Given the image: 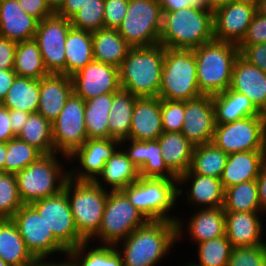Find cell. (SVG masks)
Returning a JSON list of instances; mask_svg holds the SVG:
<instances>
[{
	"mask_svg": "<svg viewBox=\"0 0 266 266\" xmlns=\"http://www.w3.org/2000/svg\"><path fill=\"white\" fill-rule=\"evenodd\" d=\"M177 241V222L158 220L147 221L115 246L123 266H156Z\"/></svg>",
	"mask_w": 266,
	"mask_h": 266,
	"instance_id": "cell-1",
	"label": "cell"
},
{
	"mask_svg": "<svg viewBox=\"0 0 266 266\" xmlns=\"http://www.w3.org/2000/svg\"><path fill=\"white\" fill-rule=\"evenodd\" d=\"M214 40V12L195 6L163 12L159 44L194 49Z\"/></svg>",
	"mask_w": 266,
	"mask_h": 266,
	"instance_id": "cell-2",
	"label": "cell"
},
{
	"mask_svg": "<svg viewBox=\"0 0 266 266\" xmlns=\"http://www.w3.org/2000/svg\"><path fill=\"white\" fill-rule=\"evenodd\" d=\"M121 191L147 221L177 222V240H181L185 220L169 215L179 200L177 179L140 177Z\"/></svg>",
	"mask_w": 266,
	"mask_h": 266,
	"instance_id": "cell-3",
	"label": "cell"
},
{
	"mask_svg": "<svg viewBox=\"0 0 266 266\" xmlns=\"http://www.w3.org/2000/svg\"><path fill=\"white\" fill-rule=\"evenodd\" d=\"M165 47L130 48L119 66L121 89L141 97H158L161 86Z\"/></svg>",
	"mask_w": 266,
	"mask_h": 266,
	"instance_id": "cell-4",
	"label": "cell"
},
{
	"mask_svg": "<svg viewBox=\"0 0 266 266\" xmlns=\"http://www.w3.org/2000/svg\"><path fill=\"white\" fill-rule=\"evenodd\" d=\"M192 50L199 91L211 96L226 91L231 84L234 62L239 56L238 45L213 40Z\"/></svg>",
	"mask_w": 266,
	"mask_h": 266,
	"instance_id": "cell-5",
	"label": "cell"
},
{
	"mask_svg": "<svg viewBox=\"0 0 266 266\" xmlns=\"http://www.w3.org/2000/svg\"><path fill=\"white\" fill-rule=\"evenodd\" d=\"M57 155V153L43 154L24 170L15 174L23 204H32L64 190L70 172L63 170L62 160H59Z\"/></svg>",
	"mask_w": 266,
	"mask_h": 266,
	"instance_id": "cell-6",
	"label": "cell"
},
{
	"mask_svg": "<svg viewBox=\"0 0 266 266\" xmlns=\"http://www.w3.org/2000/svg\"><path fill=\"white\" fill-rule=\"evenodd\" d=\"M201 95L203 94L199 91L193 50L165 48L158 97L185 101Z\"/></svg>",
	"mask_w": 266,
	"mask_h": 266,
	"instance_id": "cell-7",
	"label": "cell"
},
{
	"mask_svg": "<svg viewBox=\"0 0 266 266\" xmlns=\"http://www.w3.org/2000/svg\"><path fill=\"white\" fill-rule=\"evenodd\" d=\"M64 191L78 234L89 241L100 228L109 190L99 187L95 182L69 178Z\"/></svg>",
	"mask_w": 266,
	"mask_h": 266,
	"instance_id": "cell-8",
	"label": "cell"
},
{
	"mask_svg": "<svg viewBox=\"0 0 266 266\" xmlns=\"http://www.w3.org/2000/svg\"><path fill=\"white\" fill-rule=\"evenodd\" d=\"M163 12L157 0H129L127 14L117 29L131 48L159 44Z\"/></svg>",
	"mask_w": 266,
	"mask_h": 266,
	"instance_id": "cell-9",
	"label": "cell"
},
{
	"mask_svg": "<svg viewBox=\"0 0 266 266\" xmlns=\"http://www.w3.org/2000/svg\"><path fill=\"white\" fill-rule=\"evenodd\" d=\"M146 222L145 217L130 203L121 190H110L100 228L89 241L92 240L95 244L94 241L97 239L101 244L115 246Z\"/></svg>",
	"mask_w": 266,
	"mask_h": 266,
	"instance_id": "cell-10",
	"label": "cell"
},
{
	"mask_svg": "<svg viewBox=\"0 0 266 266\" xmlns=\"http://www.w3.org/2000/svg\"><path fill=\"white\" fill-rule=\"evenodd\" d=\"M85 100L74 92L52 123L55 153L69 160L88 139L84 120Z\"/></svg>",
	"mask_w": 266,
	"mask_h": 266,
	"instance_id": "cell-11",
	"label": "cell"
},
{
	"mask_svg": "<svg viewBox=\"0 0 266 266\" xmlns=\"http://www.w3.org/2000/svg\"><path fill=\"white\" fill-rule=\"evenodd\" d=\"M265 121L266 115H257L216 124L212 142L227 154L263 151Z\"/></svg>",
	"mask_w": 266,
	"mask_h": 266,
	"instance_id": "cell-12",
	"label": "cell"
},
{
	"mask_svg": "<svg viewBox=\"0 0 266 266\" xmlns=\"http://www.w3.org/2000/svg\"><path fill=\"white\" fill-rule=\"evenodd\" d=\"M11 219L27 249L38 261L47 260L55 252L67 256L68 250L54 237L43 217L31 204L22 205Z\"/></svg>",
	"mask_w": 266,
	"mask_h": 266,
	"instance_id": "cell-13",
	"label": "cell"
},
{
	"mask_svg": "<svg viewBox=\"0 0 266 266\" xmlns=\"http://www.w3.org/2000/svg\"><path fill=\"white\" fill-rule=\"evenodd\" d=\"M71 28V21L56 13L38 22L34 40L49 74L66 75L65 42Z\"/></svg>",
	"mask_w": 266,
	"mask_h": 266,
	"instance_id": "cell-14",
	"label": "cell"
},
{
	"mask_svg": "<svg viewBox=\"0 0 266 266\" xmlns=\"http://www.w3.org/2000/svg\"><path fill=\"white\" fill-rule=\"evenodd\" d=\"M43 217L54 237L69 251L85 240L78 234L66 192L31 204Z\"/></svg>",
	"mask_w": 266,
	"mask_h": 266,
	"instance_id": "cell-15",
	"label": "cell"
},
{
	"mask_svg": "<svg viewBox=\"0 0 266 266\" xmlns=\"http://www.w3.org/2000/svg\"><path fill=\"white\" fill-rule=\"evenodd\" d=\"M120 148L115 139H87L69 159L77 160L79 166L69 169L70 178L75 181L94 182L101 174L106 161ZM73 159V160H72ZM75 169V170H74Z\"/></svg>",
	"mask_w": 266,
	"mask_h": 266,
	"instance_id": "cell-16",
	"label": "cell"
},
{
	"mask_svg": "<svg viewBox=\"0 0 266 266\" xmlns=\"http://www.w3.org/2000/svg\"><path fill=\"white\" fill-rule=\"evenodd\" d=\"M73 92L85 101L121 89L119 68L93 60L71 76Z\"/></svg>",
	"mask_w": 266,
	"mask_h": 266,
	"instance_id": "cell-17",
	"label": "cell"
},
{
	"mask_svg": "<svg viewBox=\"0 0 266 266\" xmlns=\"http://www.w3.org/2000/svg\"><path fill=\"white\" fill-rule=\"evenodd\" d=\"M216 128L211 95L184 101V122L181 133L193 146L210 143Z\"/></svg>",
	"mask_w": 266,
	"mask_h": 266,
	"instance_id": "cell-18",
	"label": "cell"
},
{
	"mask_svg": "<svg viewBox=\"0 0 266 266\" xmlns=\"http://www.w3.org/2000/svg\"><path fill=\"white\" fill-rule=\"evenodd\" d=\"M256 4L233 1L214 12V40L239 44L256 14Z\"/></svg>",
	"mask_w": 266,
	"mask_h": 266,
	"instance_id": "cell-19",
	"label": "cell"
},
{
	"mask_svg": "<svg viewBox=\"0 0 266 266\" xmlns=\"http://www.w3.org/2000/svg\"><path fill=\"white\" fill-rule=\"evenodd\" d=\"M129 140V141H128ZM130 144L128 145L127 144ZM128 158L138 167L140 177L177 179L166 166L158 140L138 141L126 139L120 141Z\"/></svg>",
	"mask_w": 266,
	"mask_h": 266,
	"instance_id": "cell-20",
	"label": "cell"
},
{
	"mask_svg": "<svg viewBox=\"0 0 266 266\" xmlns=\"http://www.w3.org/2000/svg\"><path fill=\"white\" fill-rule=\"evenodd\" d=\"M229 88L246 95L254 106L266 115V73L240 55L234 62Z\"/></svg>",
	"mask_w": 266,
	"mask_h": 266,
	"instance_id": "cell-21",
	"label": "cell"
},
{
	"mask_svg": "<svg viewBox=\"0 0 266 266\" xmlns=\"http://www.w3.org/2000/svg\"><path fill=\"white\" fill-rule=\"evenodd\" d=\"M224 212L225 235L233 248L266 245L262 238L263 219L260 218L264 216L263 212Z\"/></svg>",
	"mask_w": 266,
	"mask_h": 266,
	"instance_id": "cell-22",
	"label": "cell"
},
{
	"mask_svg": "<svg viewBox=\"0 0 266 266\" xmlns=\"http://www.w3.org/2000/svg\"><path fill=\"white\" fill-rule=\"evenodd\" d=\"M191 180V181H189ZM189 193H187V201L190 205H197L198 209L204 208H220L223 207L225 189L221 179L210 176L194 174L190 169L177 178L178 198L183 194L182 184L188 182Z\"/></svg>",
	"mask_w": 266,
	"mask_h": 266,
	"instance_id": "cell-23",
	"label": "cell"
},
{
	"mask_svg": "<svg viewBox=\"0 0 266 266\" xmlns=\"http://www.w3.org/2000/svg\"><path fill=\"white\" fill-rule=\"evenodd\" d=\"M39 105L37 113L53 123L73 93V82L64 74H49L39 79Z\"/></svg>",
	"mask_w": 266,
	"mask_h": 266,
	"instance_id": "cell-24",
	"label": "cell"
},
{
	"mask_svg": "<svg viewBox=\"0 0 266 266\" xmlns=\"http://www.w3.org/2000/svg\"><path fill=\"white\" fill-rule=\"evenodd\" d=\"M162 133L161 99L159 97L137 98L128 139L157 140Z\"/></svg>",
	"mask_w": 266,
	"mask_h": 266,
	"instance_id": "cell-25",
	"label": "cell"
},
{
	"mask_svg": "<svg viewBox=\"0 0 266 266\" xmlns=\"http://www.w3.org/2000/svg\"><path fill=\"white\" fill-rule=\"evenodd\" d=\"M38 21L25 13L17 0H0V37L15 42L34 39Z\"/></svg>",
	"mask_w": 266,
	"mask_h": 266,
	"instance_id": "cell-26",
	"label": "cell"
},
{
	"mask_svg": "<svg viewBox=\"0 0 266 266\" xmlns=\"http://www.w3.org/2000/svg\"><path fill=\"white\" fill-rule=\"evenodd\" d=\"M266 163L263 151H244L228 154L221 176L224 189L251 180H256Z\"/></svg>",
	"mask_w": 266,
	"mask_h": 266,
	"instance_id": "cell-27",
	"label": "cell"
},
{
	"mask_svg": "<svg viewBox=\"0 0 266 266\" xmlns=\"http://www.w3.org/2000/svg\"><path fill=\"white\" fill-rule=\"evenodd\" d=\"M123 147L120 146V150L118 148L106 161L101 174L94 181L99 187L119 191L140 178L138 167L128 158Z\"/></svg>",
	"mask_w": 266,
	"mask_h": 266,
	"instance_id": "cell-28",
	"label": "cell"
},
{
	"mask_svg": "<svg viewBox=\"0 0 266 266\" xmlns=\"http://www.w3.org/2000/svg\"><path fill=\"white\" fill-rule=\"evenodd\" d=\"M163 160L178 178L191 166L194 147L181 132H163L157 139Z\"/></svg>",
	"mask_w": 266,
	"mask_h": 266,
	"instance_id": "cell-29",
	"label": "cell"
},
{
	"mask_svg": "<svg viewBox=\"0 0 266 266\" xmlns=\"http://www.w3.org/2000/svg\"><path fill=\"white\" fill-rule=\"evenodd\" d=\"M0 258L10 266L38 264V260L27 249L12 219H0Z\"/></svg>",
	"mask_w": 266,
	"mask_h": 266,
	"instance_id": "cell-30",
	"label": "cell"
},
{
	"mask_svg": "<svg viewBox=\"0 0 266 266\" xmlns=\"http://www.w3.org/2000/svg\"><path fill=\"white\" fill-rule=\"evenodd\" d=\"M212 103L216 124L234 122L243 117L265 115L254 106L246 95L235 92L230 88L213 95Z\"/></svg>",
	"mask_w": 266,
	"mask_h": 266,
	"instance_id": "cell-31",
	"label": "cell"
},
{
	"mask_svg": "<svg viewBox=\"0 0 266 266\" xmlns=\"http://www.w3.org/2000/svg\"><path fill=\"white\" fill-rule=\"evenodd\" d=\"M186 222V233L191 241L201 243L225 236V212L223 207L197 209ZM193 239V240H192Z\"/></svg>",
	"mask_w": 266,
	"mask_h": 266,
	"instance_id": "cell-32",
	"label": "cell"
},
{
	"mask_svg": "<svg viewBox=\"0 0 266 266\" xmlns=\"http://www.w3.org/2000/svg\"><path fill=\"white\" fill-rule=\"evenodd\" d=\"M95 61L119 68L130 46L116 29L102 28L92 33Z\"/></svg>",
	"mask_w": 266,
	"mask_h": 266,
	"instance_id": "cell-33",
	"label": "cell"
},
{
	"mask_svg": "<svg viewBox=\"0 0 266 266\" xmlns=\"http://www.w3.org/2000/svg\"><path fill=\"white\" fill-rule=\"evenodd\" d=\"M92 47L91 32L73 27L69 30L65 42L67 76L71 77L94 60Z\"/></svg>",
	"mask_w": 266,
	"mask_h": 266,
	"instance_id": "cell-34",
	"label": "cell"
},
{
	"mask_svg": "<svg viewBox=\"0 0 266 266\" xmlns=\"http://www.w3.org/2000/svg\"><path fill=\"white\" fill-rule=\"evenodd\" d=\"M137 98L123 89L113 93V101L108 116L110 139L119 141L128 139L132 112Z\"/></svg>",
	"mask_w": 266,
	"mask_h": 266,
	"instance_id": "cell-35",
	"label": "cell"
},
{
	"mask_svg": "<svg viewBox=\"0 0 266 266\" xmlns=\"http://www.w3.org/2000/svg\"><path fill=\"white\" fill-rule=\"evenodd\" d=\"M91 242L79 243L77 247L68 251L67 257L77 266H123L121 254L116 246L97 244V247H92Z\"/></svg>",
	"mask_w": 266,
	"mask_h": 266,
	"instance_id": "cell-36",
	"label": "cell"
},
{
	"mask_svg": "<svg viewBox=\"0 0 266 266\" xmlns=\"http://www.w3.org/2000/svg\"><path fill=\"white\" fill-rule=\"evenodd\" d=\"M113 93L99 95L85 101L84 120L88 139H108V116Z\"/></svg>",
	"mask_w": 266,
	"mask_h": 266,
	"instance_id": "cell-37",
	"label": "cell"
},
{
	"mask_svg": "<svg viewBox=\"0 0 266 266\" xmlns=\"http://www.w3.org/2000/svg\"><path fill=\"white\" fill-rule=\"evenodd\" d=\"M39 95V79L17 76L1 104L8 109L37 113Z\"/></svg>",
	"mask_w": 266,
	"mask_h": 266,
	"instance_id": "cell-38",
	"label": "cell"
},
{
	"mask_svg": "<svg viewBox=\"0 0 266 266\" xmlns=\"http://www.w3.org/2000/svg\"><path fill=\"white\" fill-rule=\"evenodd\" d=\"M13 70L18 77L40 79L49 75L34 39L17 42Z\"/></svg>",
	"mask_w": 266,
	"mask_h": 266,
	"instance_id": "cell-39",
	"label": "cell"
},
{
	"mask_svg": "<svg viewBox=\"0 0 266 266\" xmlns=\"http://www.w3.org/2000/svg\"><path fill=\"white\" fill-rule=\"evenodd\" d=\"M228 154L213 142L195 146L190 170L194 174L221 178Z\"/></svg>",
	"mask_w": 266,
	"mask_h": 266,
	"instance_id": "cell-40",
	"label": "cell"
},
{
	"mask_svg": "<svg viewBox=\"0 0 266 266\" xmlns=\"http://www.w3.org/2000/svg\"><path fill=\"white\" fill-rule=\"evenodd\" d=\"M16 137L34 146L42 154L55 153L52 123L39 113L29 115L27 122Z\"/></svg>",
	"mask_w": 266,
	"mask_h": 266,
	"instance_id": "cell-41",
	"label": "cell"
},
{
	"mask_svg": "<svg viewBox=\"0 0 266 266\" xmlns=\"http://www.w3.org/2000/svg\"><path fill=\"white\" fill-rule=\"evenodd\" d=\"M224 211L262 212L255 180L242 182L225 189Z\"/></svg>",
	"mask_w": 266,
	"mask_h": 266,
	"instance_id": "cell-42",
	"label": "cell"
},
{
	"mask_svg": "<svg viewBox=\"0 0 266 266\" xmlns=\"http://www.w3.org/2000/svg\"><path fill=\"white\" fill-rule=\"evenodd\" d=\"M196 245L199 263L190 261L185 264L186 266H227L233 247L226 235L196 243Z\"/></svg>",
	"mask_w": 266,
	"mask_h": 266,
	"instance_id": "cell-43",
	"label": "cell"
},
{
	"mask_svg": "<svg viewBox=\"0 0 266 266\" xmlns=\"http://www.w3.org/2000/svg\"><path fill=\"white\" fill-rule=\"evenodd\" d=\"M42 155L34 146L15 137L7 142L4 172L16 174L24 170Z\"/></svg>",
	"mask_w": 266,
	"mask_h": 266,
	"instance_id": "cell-44",
	"label": "cell"
},
{
	"mask_svg": "<svg viewBox=\"0 0 266 266\" xmlns=\"http://www.w3.org/2000/svg\"><path fill=\"white\" fill-rule=\"evenodd\" d=\"M24 205L14 173H0V219H11Z\"/></svg>",
	"mask_w": 266,
	"mask_h": 266,
	"instance_id": "cell-45",
	"label": "cell"
},
{
	"mask_svg": "<svg viewBox=\"0 0 266 266\" xmlns=\"http://www.w3.org/2000/svg\"><path fill=\"white\" fill-rule=\"evenodd\" d=\"M105 0H91L84 5L71 19L73 28L95 32L104 28Z\"/></svg>",
	"mask_w": 266,
	"mask_h": 266,
	"instance_id": "cell-46",
	"label": "cell"
},
{
	"mask_svg": "<svg viewBox=\"0 0 266 266\" xmlns=\"http://www.w3.org/2000/svg\"><path fill=\"white\" fill-rule=\"evenodd\" d=\"M227 266H266V245L232 248Z\"/></svg>",
	"mask_w": 266,
	"mask_h": 266,
	"instance_id": "cell-47",
	"label": "cell"
},
{
	"mask_svg": "<svg viewBox=\"0 0 266 266\" xmlns=\"http://www.w3.org/2000/svg\"><path fill=\"white\" fill-rule=\"evenodd\" d=\"M163 132H181L184 122V101L161 99Z\"/></svg>",
	"mask_w": 266,
	"mask_h": 266,
	"instance_id": "cell-48",
	"label": "cell"
},
{
	"mask_svg": "<svg viewBox=\"0 0 266 266\" xmlns=\"http://www.w3.org/2000/svg\"><path fill=\"white\" fill-rule=\"evenodd\" d=\"M129 0H105L104 28L118 29L128 9Z\"/></svg>",
	"mask_w": 266,
	"mask_h": 266,
	"instance_id": "cell-49",
	"label": "cell"
},
{
	"mask_svg": "<svg viewBox=\"0 0 266 266\" xmlns=\"http://www.w3.org/2000/svg\"><path fill=\"white\" fill-rule=\"evenodd\" d=\"M266 43V16L256 12L247 29L246 35L238 46Z\"/></svg>",
	"mask_w": 266,
	"mask_h": 266,
	"instance_id": "cell-50",
	"label": "cell"
},
{
	"mask_svg": "<svg viewBox=\"0 0 266 266\" xmlns=\"http://www.w3.org/2000/svg\"><path fill=\"white\" fill-rule=\"evenodd\" d=\"M239 55L266 73V43L238 46Z\"/></svg>",
	"mask_w": 266,
	"mask_h": 266,
	"instance_id": "cell-51",
	"label": "cell"
},
{
	"mask_svg": "<svg viewBox=\"0 0 266 266\" xmlns=\"http://www.w3.org/2000/svg\"><path fill=\"white\" fill-rule=\"evenodd\" d=\"M21 9L28 15L41 22L44 18L53 16L55 12L47 0H17Z\"/></svg>",
	"mask_w": 266,
	"mask_h": 266,
	"instance_id": "cell-52",
	"label": "cell"
},
{
	"mask_svg": "<svg viewBox=\"0 0 266 266\" xmlns=\"http://www.w3.org/2000/svg\"><path fill=\"white\" fill-rule=\"evenodd\" d=\"M17 42L0 37V70L13 69Z\"/></svg>",
	"mask_w": 266,
	"mask_h": 266,
	"instance_id": "cell-53",
	"label": "cell"
},
{
	"mask_svg": "<svg viewBox=\"0 0 266 266\" xmlns=\"http://www.w3.org/2000/svg\"><path fill=\"white\" fill-rule=\"evenodd\" d=\"M161 6L162 12L176 11L179 9L195 6L202 9H208V0H157Z\"/></svg>",
	"mask_w": 266,
	"mask_h": 266,
	"instance_id": "cell-54",
	"label": "cell"
},
{
	"mask_svg": "<svg viewBox=\"0 0 266 266\" xmlns=\"http://www.w3.org/2000/svg\"><path fill=\"white\" fill-rule=\"evenodd\" d=\"M15 137L10 124L9 109L0 103V142H8Z\"/></svg>",
	"mask_w": 266,
	"mask_h": 266,
	"instance_id": "cell-55",
	"label": "cell"
},
{
	"mask_svg": "<svg viewBox=\"0 0 266 266\" xmlns=\"http://www.w3.org/2000/svg\"><path fill=\"white\" fill-rule=\"evenodd\" d=\"M89 1L91 0H65L56 14L70 20Z\"/></svg>",
	"mask_w": 266,
	"mask_h": 266,
	"instance_id": "cell-56",
	"label": "cell"
},
{
	"mask_svg": "<svg viewBox=\"0 0 266 266\" xmlns=\"http://www.w3.org/2000/svg\"><path fill=\"white\" fill-rule=\"evenodd\" d=\"M16 77L13 69L0 70V103L3 102Z\"/></svg>",
	"mask_w": 266,
	"mask_h": 266,
	"instance_id": "cell-57",
	"label": "cell"
},
{
	"mask_svg": "<svg viewBox=\"0 0 266 266\" xmlns=\"http://www.w3.org/2000/svg\"><path fill=\"white\" fill-rule=\"evenodd\" d=\"M31 113L9 109L10 124L13 133L17 136Z\"/></svg>",
	"mask_w": 266,
	"mask_h": 266,
	"instance_id": "cell-58",
	"label": "cell"
},
{
	"mask_svg": "<svg viewBox=\"0 0 266 266\" xmlns=\"http://www.w3.org/2000/svg\"><path fill=\"white\" fill-rule=\"evenodd\" d=\"M255 181L258 188V197H259L261 211L265 214L266 213V163L262 167Z\"/></svg>",
	"mask_w": 266,
	"mask_h": 266,
	"instance_id": "cell-59",
	"label": "cell"
},
{
	"mask_svg": "<svg viewBox=\"0 0 266 266\" xmlns=\"http://www.w3.org/2000/svg\"><path fill=\"white\" fill-rule=\"evenodd\" d=\"M67 259H64L63 262L49 261L50 259L48 261L40 260V266H77L69 257Z\"/></svg>",
	"mask_w": 266,
	"mask_h": 266,
	"instance_id": "cell-60",
	"label": "cell"
},
{
	"mask_svg": "<svg viewBox=\"0 0 266 266\" xmlns=\"http://www.w3.org/2000/svg\"><path fill=\"white\" fill-rule=\"evenodd\" d=\"M236 0H208V9L215 12L217 9L226 6Z\"/></svg>",
	"mask_w": 266,
	"mask_h": 266,
	"instance_id": "cell-61",
	"label": "cell"
},
{
	"mask_svg": "<svg viewBox=\"0 0 266 266\" xmlns=\"http://www.w3.org/2000/svg\"><path fill=\"white\" fill-rule=\"evenodd\" d=\"M7 154V142H0V173L4 172V162Z\"/></svg>",
	"mask_w": 266,
	"mask_h": 266,
	"instance_id": "cell-62",
	"label": "cell"
},
{
	"mask_svg": "<svg viewBox=\"0 0 266 266\" xmlns=\"http://www.w3.org/2000/svg\"><path fill=\"white\" fill-rule=\"evenodd\" d=\"M256 11L262 16H266V0H258L256 4Z\"/></svg>",
	"mask_w": 266,
	"mask_h": 266,
	"instance_id": "cell-63",
	"label": "cell"
},
{
	"mask_svg": "<svg viewBox=\"0 0 266 266\" xmlns=\"http://www.w3.org/2000/svg\"><path fill=\"white\" fill-rule=\"evenodd\" d=\"M49 6L52 8V10L56 13L61 6L64 4L65 0H47Z\"/></svg>",
	"mask_w": 266,
	"mask_h": 266,
	"instance_id": "cell-64",
	"label": "cell"
},
{
	"mask_svg": "<svg viewBox=\"0 0 266 266\" xmlns=\"http://www.w3.org/2000/svg\"><path fill=\"white\" fill-rule=\"evenodd\" d=\"M264 156H265V160H266V121H265V125H264Z\"/></svg>",
	"mask_w": 266,
	"mask_h": 266,
	"instance_id": "cell-65",
	"label": "cell"
},
{
	"mask_svg": "<svg viewBox=\"0 0 266 266\" xmlns=\"http://www.w3.org/2000/svg\"><path fill=\"white\" fill-rule=\"evenodd\" d=\"M236 1H242V2H249L253 4H257L258 0H236Z\"/></svg>",
	"mask_w": 266,
	"mask_h": 266,
	"instance_id": "cell-66",
	"label": "cell"
},
{
	"mask_svg": "<svg viewBox=\"0 0 266 266\" xmlns=\"http://www.w3.org/2000/svg\"><path fill=\"white\" fill-rule=\"evenodd\" d=\"M0 266H10L0 258Z\"/></svg>",
	"mask_w": 266,
	"mask_h": 266,
	"instance_id": "cell-67",
	"label": "cell"
}]
</instances>
